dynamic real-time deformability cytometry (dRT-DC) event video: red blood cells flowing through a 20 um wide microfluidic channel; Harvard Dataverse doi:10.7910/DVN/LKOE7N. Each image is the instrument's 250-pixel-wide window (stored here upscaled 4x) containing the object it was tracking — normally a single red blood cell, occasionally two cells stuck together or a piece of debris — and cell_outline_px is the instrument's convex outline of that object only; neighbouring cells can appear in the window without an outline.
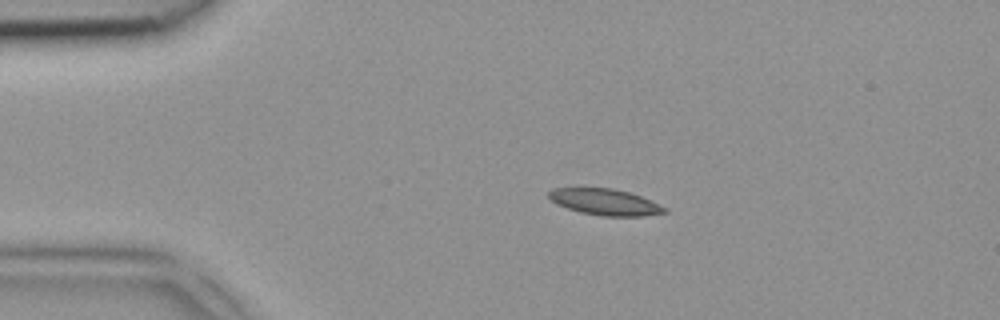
{"species": "common noctule bat (a hibernating species)", "species_latin": "Nyctalus noctula", "temperature_condition": "room temperature", "stored_images_in_passage": 2, "camera_frame_rate_fps": 3000, "um_per_image_px": 0.085, "animal": {"sex": "female", "body_mass_g": 18.4}, "frame": {"image": 1, "passage_image": 1, "time_ms": 0.0, "image_size_px": [1000, 320], "cell_outline_px": [[668, 212], [644, 216], [604, 216], [580, 212], [556, 204], [548, 196], [548, 192], [552, 188], [612, 188], [628, 192], [640, 196], [668, 208]], "centroid_in_image_um": [51.44, 17.17], "position_along_channel_um": 33.6, "area_um2": 17.63}}